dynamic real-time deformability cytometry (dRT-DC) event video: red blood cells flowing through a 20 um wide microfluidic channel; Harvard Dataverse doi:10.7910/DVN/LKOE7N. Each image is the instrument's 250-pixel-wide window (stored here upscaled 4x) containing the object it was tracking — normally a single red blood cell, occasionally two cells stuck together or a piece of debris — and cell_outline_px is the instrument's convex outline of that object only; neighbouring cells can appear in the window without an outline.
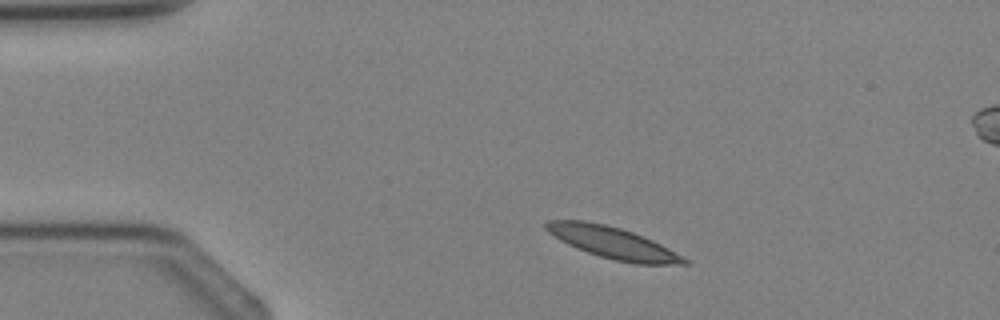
{"species": "Egyptian fruit bat (a non-hibernating species)", "species_latin": "Rousettus aegyptiacus", "temperature_condition": "cold", "stored_images_in_passage": 3, "segment_of_instrument_passage": [1, 2], "camera_frame_rate_fps": 3000, "um_per_image_px": 0.085, "animal": {"sex": "female"}, "frame": {"image": 1, "passage_image": 1, "time_ms": 0.0, "image_size_px": [1000, 320], "cell_outline_px": [[688, 264], [636, 264], [616, 260], [600, 256], [576, 248], [560, 240], [548, 232], [544, 228], [544, 224], [548, 220], [584, 220], [604, 224], [620, 228], [644, 236], [668, 248], [688, 260]], "centroid_in_image_um": [52.05, 20.62], "position_along_channel_um": 32.9, "area_um2": 25.14}}